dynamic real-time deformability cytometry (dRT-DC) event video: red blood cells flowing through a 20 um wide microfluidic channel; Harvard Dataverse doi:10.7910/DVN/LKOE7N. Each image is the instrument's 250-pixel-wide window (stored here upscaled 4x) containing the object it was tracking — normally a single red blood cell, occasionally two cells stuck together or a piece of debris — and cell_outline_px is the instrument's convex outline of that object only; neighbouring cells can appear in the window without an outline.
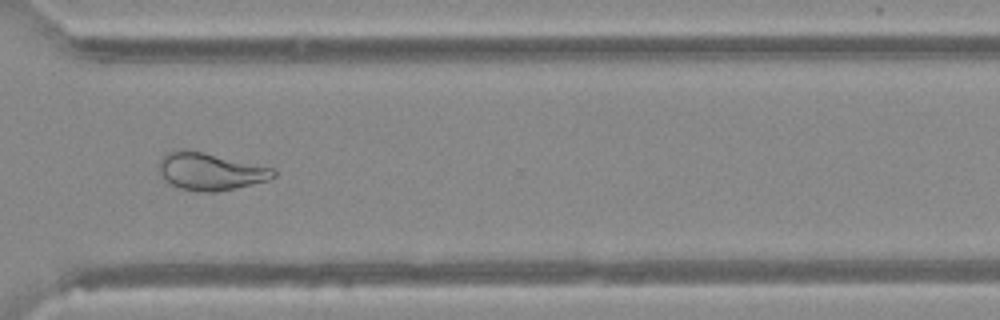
{"species": "Egyptian fruit bat (a non-hibernating species)", "species_latin": "Rousettus aegyptiacus", "temperature_condition": "warm", "stored_images_in_passage": 34, "camera_frame_rate_fps": 3000, "um_per_image_px": 0.085, "animal": {"sex": "female"}, "frame": {"image": 1, "passage_image": 25, "time_ms": 8.0, "image_size_px": [1000, 320], "cell_outline_px": [[276, 176], [268, 180], [216, 192], [204, 192], [180, 188], [172, 184], [160, 172], [156, 164], [160, 156], [168, 152], [204, 152], [276, 168]], "centroid_in_image_um": [17.92, 14.58], "position_along_channel_um": 352.7, "area_um2": 24.51}}